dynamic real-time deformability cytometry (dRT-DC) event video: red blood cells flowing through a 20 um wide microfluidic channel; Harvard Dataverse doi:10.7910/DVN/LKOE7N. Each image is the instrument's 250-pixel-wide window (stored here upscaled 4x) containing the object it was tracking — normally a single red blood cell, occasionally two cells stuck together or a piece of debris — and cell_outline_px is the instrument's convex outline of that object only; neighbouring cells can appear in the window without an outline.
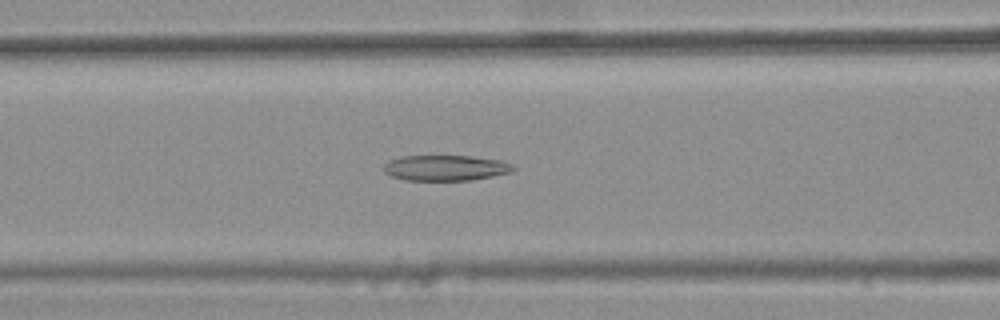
{"species": "common noctule bat (a hibernating species)", "species_latin": "Nyctalus noctula", "temperature_condition": "warm", "stored_images_in_passage": 46, "camera_frame_rate_fps": 3000, "um_per_image_px": 0.085, "animal": {"sex": "female", "body_mass_g": 25.1}, "frame": {"image": 1, "passage_image": 22, "time_ms": 7.0, "image_size_px": [1000, 320], "cell_outline_px": [[516, 168], [512, 172], [472, 180], [404, 180], [392, 176], [384, 172], [384, 164], [388, 160], [400, 156], [472, 156], [500, 160], [512, 164]], "centroid_in_image_um": [37.87, 14.27], "position_along_channel_um": 128.7, "area_um2": 19.36}}
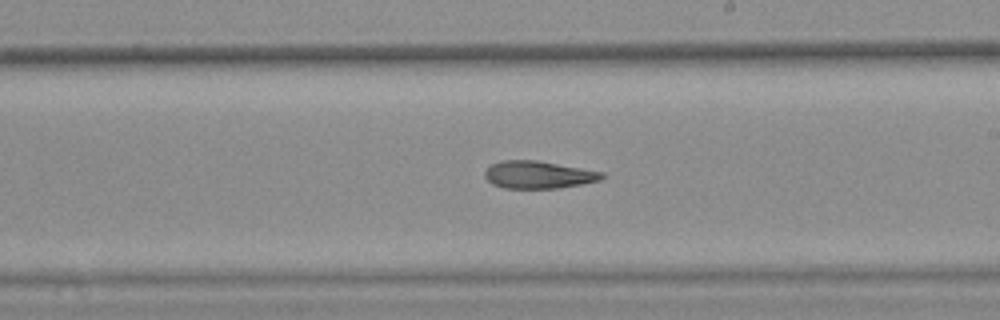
{"frame": {"image": 2, "passage_image": 31, "time_ms": 10.0, "image_size_px": [1000, 320], "cell_outline_px": [[604, 176], [600, 180], [560, 188], [504, 188], [492, 184], [484, 176], [484, 172], [492, 164], [500, 160], [536, 160], [604, 172]], "centroid_in_image_um": [45.74, 14.85], "position_along_channel_um": 243.3, "area_um2": 18.67}}
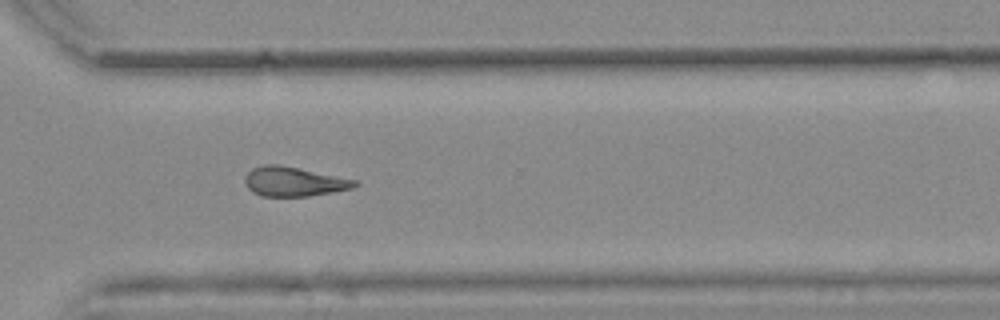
{"frame": {"image": 3, "passage_image": 39, "time_ms": 12.667, "image_size_px": [1000, 320], "cell_outline_px": [[360, 184], [352, 188], [332, 192], [308, 196], [264, 196], [252, 192], [244, 184], [244, 176], [252, 168], [264, 164], [276, 164], [300, 168], [356, 180]], "centroid_in_image_um": [24.94, 15.43], "position_along_channel_um": 345.7, "area_um2": 18.84}, "authors_computed_cell_mechanics": {"area_um2": 19.5942, "velocity_mm_per_s": 3.8284, "shape_relaxation_time_tau1_ms": null, "shape_relaxation_time_tau2_ms": 8.8028, "deformation_change_tau1": null, "deformation_change_tau2": 0.201}}